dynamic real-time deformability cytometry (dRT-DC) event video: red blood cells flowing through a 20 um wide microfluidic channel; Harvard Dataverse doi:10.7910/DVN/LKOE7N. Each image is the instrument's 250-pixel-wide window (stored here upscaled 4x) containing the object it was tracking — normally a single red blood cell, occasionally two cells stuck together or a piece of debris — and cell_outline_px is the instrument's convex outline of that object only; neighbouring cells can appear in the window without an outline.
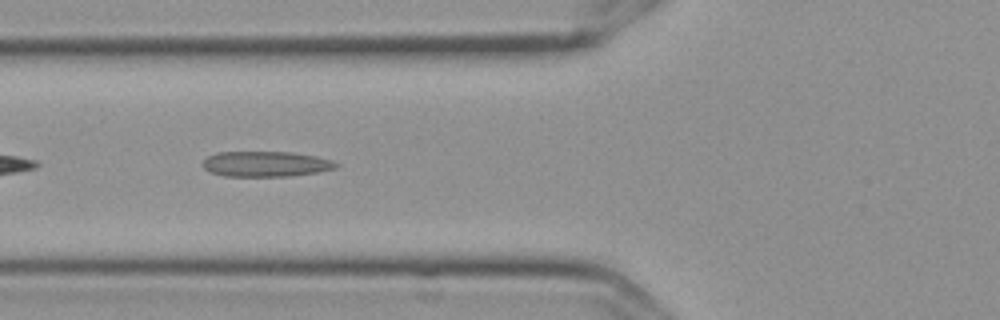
{"species": "Egyptian fruit bat (a non-hibernating species)", "species_latin": "Rousettus aegyptiacus", "temperature_condition": "cold", "stored_images_in_passage": 39, "camera_frame_rate_fps": 3000, "um_per_image_px": 0.085, "frame": {"image": 1, "passage_image": 5, "time_ms": 1.333, "image_size_px": [1000, 320], "cell_outline_px": [[340, 164], [336, 168], [316, 172], [288, 176], [224, 176], [212, 172], [204, 168], [204, 160], [208, 156], [216, 152], [292, 152], [316, 156], [332, 160]], "centroid_in_image_um": [22.61, 13.93], "position_along_channel_um": 103.2, "area_um2": 19.59}}
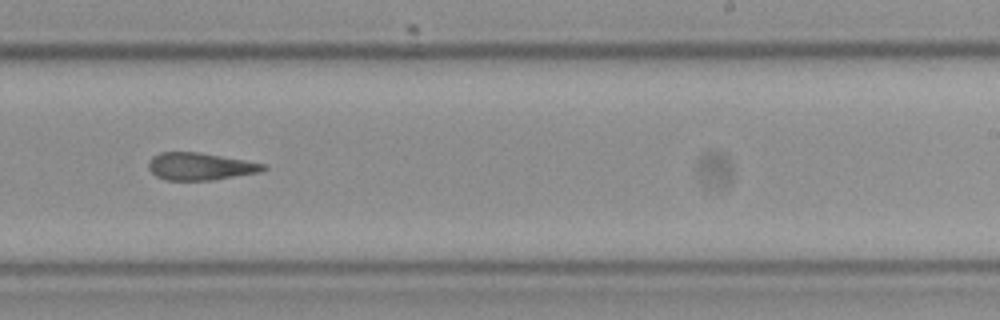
{"frame": {"image": 2, "passage_image": 19, "time_ms": 6.0, "image_size_px": [1000, 320], "cell_outline_px": [[268, 168], [260, 172], [212, 180], [168, 180], [156, 176], [148, 168], [148, 160], [152, 156], [160, 152], [200, 152], [244, 160], [264, 164]], "centroid_in_image_um": [16.98, 14.14], "position_along_channel_um": 272.0, "area_um2": 18.26}}
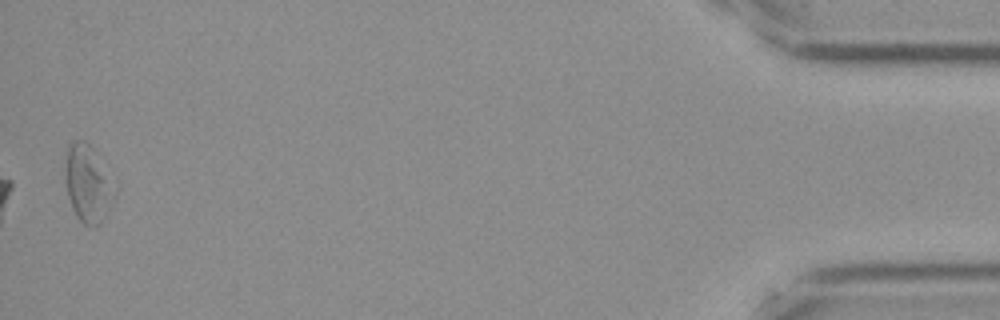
{"frame": {"image": 3, "passage_image": 39, "time_ms": 12.667, "image_size_px": [1000, 320], "cell_outline_px": [[120, 184], [116, 196], [104, 220], [100, 224], [92, 228], [84, 224], [76, 216], [68, 196], [64, 180], [64, 168], [68, 144], [72, 140], [84, 140], [92, 148]], "centroid_in_image_um": [7.54, 15.61], "position_along_channel_um": 427.7, "area_um2": 23.47}, "authors_computed_cell_mechanics": {"area_um2": 18.9584, "velocity_mm_per_s": 3.6041, "shape_relaxation_time_tau1_ms": null, "shape_relaxation_time_tau2_ms": 6.1635, "deformation_change_tau1": null, "deformation_change_tau2": 0.1705}}